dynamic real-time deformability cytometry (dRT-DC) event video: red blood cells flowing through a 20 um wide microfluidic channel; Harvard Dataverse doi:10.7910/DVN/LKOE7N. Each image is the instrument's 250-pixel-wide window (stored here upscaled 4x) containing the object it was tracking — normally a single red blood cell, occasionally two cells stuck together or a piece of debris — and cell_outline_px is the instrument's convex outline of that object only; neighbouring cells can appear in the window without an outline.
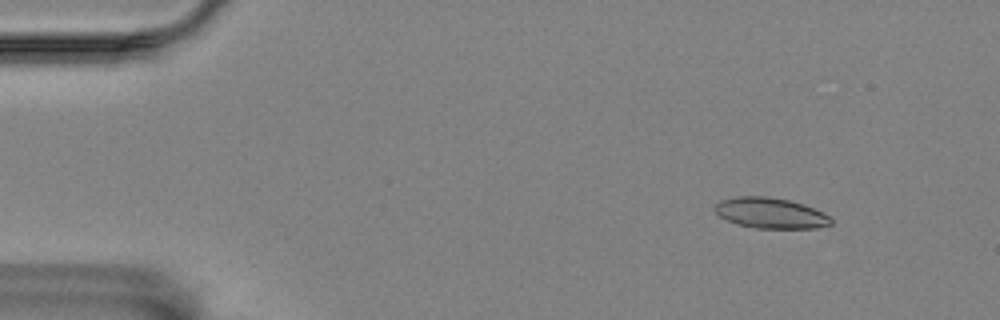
{"species": "Egyptian fruit bat (a non-hibernating species)", "species_latin": "Rousettus aegyptiacus", "temperature_condition": "room temperature", "stored_images_in_passage": 5, "camera_frame_rate_fps": 3000, "um_per_image_px": 0.085, "animal": {"sex": "female"}, "frame": {"image": 1, "passage_image": 2, "time_ms": 1.333, "image_size_px": [1000, 320], "cell_outline_px": [[832, 224], [816, 228], [756, 228], [740, 224], [728, 220], [720, 216], [712, 208], [720, 200], [736, 196], [768, 196], [788, 200], [804, 204], [824, 212], [832, 216]], "centroid_in_image_um": [65.53, 18.1], "position_along_channel_um": 19.5, "area_um2": 20.81}}
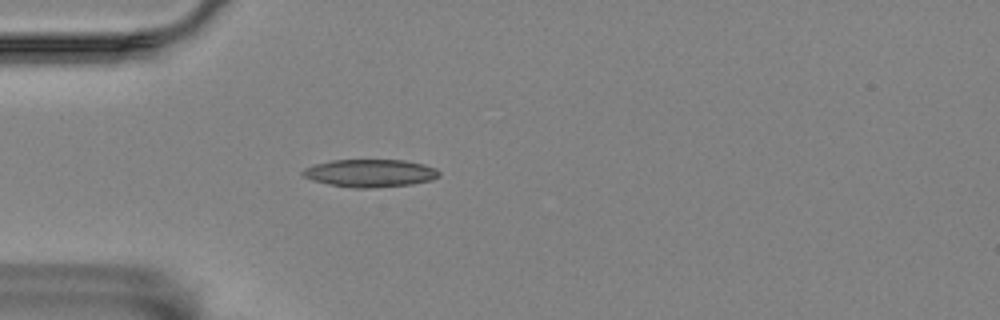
{"frame": {"image": 2, "passage_image": 5, "time_ms": 4.667, "image_size_px": [1000, 320], "cell_outline_px": [[440, 176], [432, 180], [412, 184], [372, 188], [352, 188], [328, 184], [312, 180], [304, 176], [300, 172], [304, 168], [316, 164], [332, 160], [404, 160], [424, 164], [436, 168], [440, 172]], "centroid_in_image_um": [31.48, 14.72], "position_along_channel_um": 53.5, "area_um2": 22.14}}